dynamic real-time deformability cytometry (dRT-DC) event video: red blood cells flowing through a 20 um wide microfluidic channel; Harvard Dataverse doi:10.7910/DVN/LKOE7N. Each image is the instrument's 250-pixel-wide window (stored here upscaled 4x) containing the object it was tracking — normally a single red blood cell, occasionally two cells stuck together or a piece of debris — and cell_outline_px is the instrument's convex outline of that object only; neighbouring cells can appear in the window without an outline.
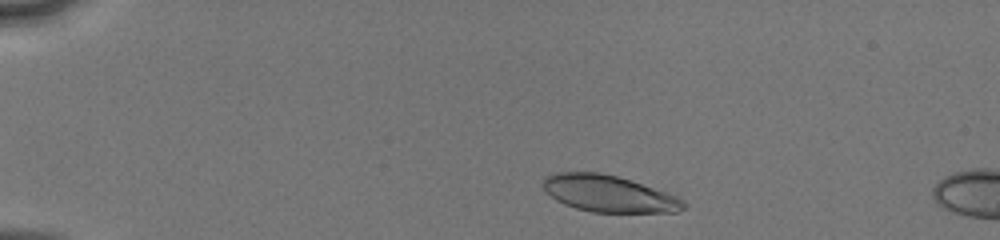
{"species": "human", "species_latin": "Homo sapiens", "temperature_condition": "cold", "stored_images_in_passage": 9, "camera_frame_rate_fps": 3000, "um_per_image_px": 0.085, "donor": {"sex": "male"}, "frame": {"image": 1, "passage_image": 4, "time_ms": 1.0, "image_size_px": [1000, 240], "cell_outline_px": [[688, 204], [684, 208], [676, 212], [592, 212], [576, 208], [564, 204], [556, 200], [544, 188], [544, 176], [556, 172], [600, 172], [632, 180], [676, 196], [684, 200]], "centroid_in_image_um": [51.75, 16.46], "position_along_channel_um": 33.2, "area_um2": 29.88}}